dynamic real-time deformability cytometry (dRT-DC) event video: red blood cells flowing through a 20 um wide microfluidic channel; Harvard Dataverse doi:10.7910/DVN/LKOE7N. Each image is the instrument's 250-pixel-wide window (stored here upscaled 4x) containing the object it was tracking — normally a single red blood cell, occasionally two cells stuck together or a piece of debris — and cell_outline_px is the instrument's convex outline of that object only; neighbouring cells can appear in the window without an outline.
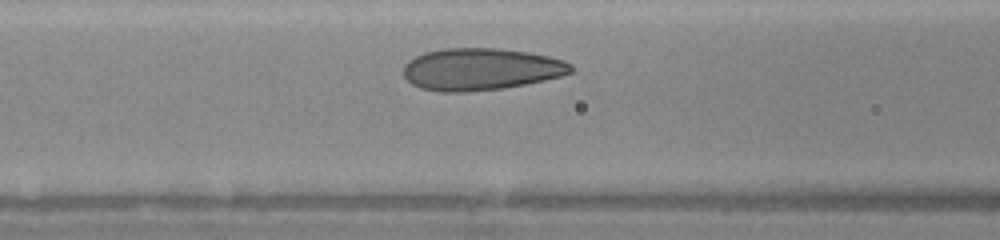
{"species": "human", "species_latin": "Homo sapiens", "temperature_condition": "warm", "stored_images_in_passage": 25, "camera_frame_rate_fps": 3000, "um_per_image_px": 0.085, "donor": {"sex": "female"}, "frame": {"image": 1, "passage_image": 7, "time_ms": 2.0, "image_size_px": [1000, 240], "cell_outline_px": [[572, 72], [560, 76], [544, 80], [504, 88], [464, 92], [440, 92], [420, 88], [412, 84], [404, 76], [404, 64], [408, 60], [424, 52], [444, 48], [496, 48], [528, 52], [548, 56], [564, 60], [572, 64]], "centroid_in_image_um": [40.85, 5.88], "position_along_channel_um": 125.7, "area_um2": 41.1}}
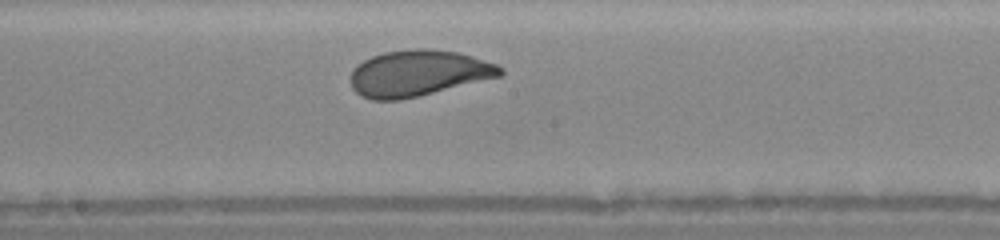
{"frame": {"image": 2, "passage_image": 13, "time_ms": 4.0, "image_size_px": [1000, 240], "cell_outline_px": [[504, 76], [400, 100], [372, 100], [360, 96], [352, 88], [352, 68], [356, 64], [372, 56], [384, 52], [416, 48], [428, 48], [460, 52], [496, 64], [504, 68]], "centroid_in_image_um": [35.58, 6.22], "position_along_channel_um": 212.6, "area_um2": 40.46}}
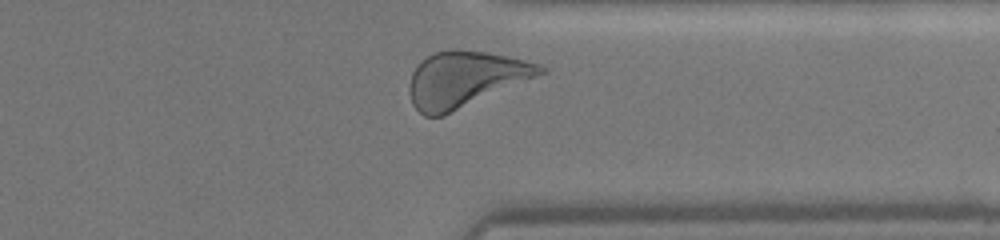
{"frame": {"image": 3, "passage_image": 24, "time_ms": 7.667, "image_size_px": [1000, 240], "cell_outline_px": [[548, 72], [444, 116], [424, 116], [412, 104], [408, 92], [408, 84], [412, 72], [432, 52], [456, 48], [484, 52], [508, 56], [540, 64], [548, 68]], "centroid_in_image_um": [39.54, 6.73], "position_along_channel_um": 371.9, "area_um2": 42.71}}